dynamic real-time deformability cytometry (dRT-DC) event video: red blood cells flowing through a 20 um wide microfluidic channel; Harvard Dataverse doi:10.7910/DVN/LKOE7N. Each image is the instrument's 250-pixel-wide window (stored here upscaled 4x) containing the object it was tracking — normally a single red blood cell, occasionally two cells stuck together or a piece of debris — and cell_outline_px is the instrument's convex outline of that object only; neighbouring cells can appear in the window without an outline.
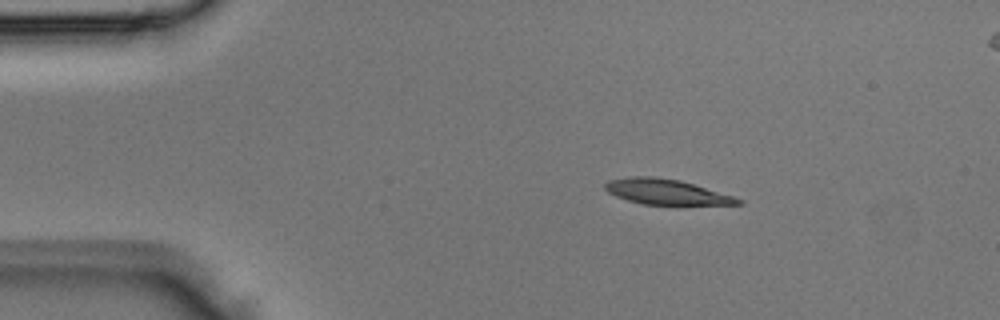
{"species": "Egyptian fruit bat (a non-hibernating species)", "species_latin": "Rousettus aegyptiacus", "temperature_condition": "room temperature", "stored_images_in_passage": 3, "segment_of_instrument_passage": [1, 2], "camera_frame_rate_fps": 3000, "um_per_image_px": 0.085, "animal": {"sex": "male"}, "frame": {"image": 1, "passage_image": 1, "time_ms": 0.0, "image_size_px": [1000, 320], "cell_outline_px": [[744, 204], [644, 204], [628, 200], [616, 196], [608, 192], [604, 188], [604, 184], [608, 180], [632, 176], [656, 176], [680, 180], [732, 196], [744, 200]], "centroid_in_image_um": [56.59, 16.29], "position_along_channel_um": 28.4, "area_um2": 19.31}}